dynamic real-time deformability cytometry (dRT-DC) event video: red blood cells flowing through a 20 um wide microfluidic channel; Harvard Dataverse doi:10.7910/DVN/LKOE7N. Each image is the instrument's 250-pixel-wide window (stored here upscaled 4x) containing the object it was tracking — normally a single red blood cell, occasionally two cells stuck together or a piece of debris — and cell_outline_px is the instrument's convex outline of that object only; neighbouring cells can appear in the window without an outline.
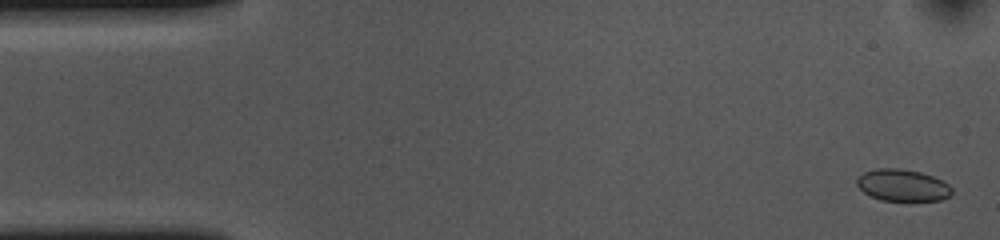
{"species": "common noctule bat (a hibernating species)", "species_latin": "Nyctalus noctula", "temperature_condition": "cold", "stored_images_in_passage": 54, "camera_frame_rate_fps": 3000, "um_per_image_px": 0.085, "animal": {"sex": "female", "body_mass_g": 10.0, "forearm_length_mm": 53.1}, "frame": {"image": 1, "passage_image": 2, "time_ms": 0.333, "image_size_px": [1000, 240], "cell_outline_px": [[952, 192], [948, 196], [940, 200], [880, 200], [864, 192], [856, 184], [856, 180], [864, 172], [876, 168], [900, 168], [920, 172], [932, 176], [948, 184], [952, 188]], "centroid_in_image_um": [76.7, 15.73], "position_along_channel_um": 8.3, "area_um2": 17.4}}
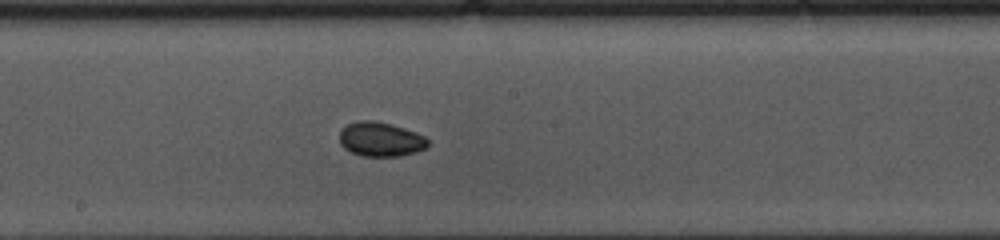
{"frame": {"image": 2, "passage_image": 28, "time_ms": 9.0, "image_size_px": [1000, 240], "cell_outline_px": [[428, 144], [424, 148], [416, 152], [400, 156], [360, 156], [344, 148], [340, 144], [340, 132], [348, 124], [360, 120], [372, 120], [392, 124], [416, 132], [424, 136], [428, 140]], "centroid_in_image_um": [32.35, 11.84], "position_along_channel_um": 215.9, "area_um2": 17.63}}
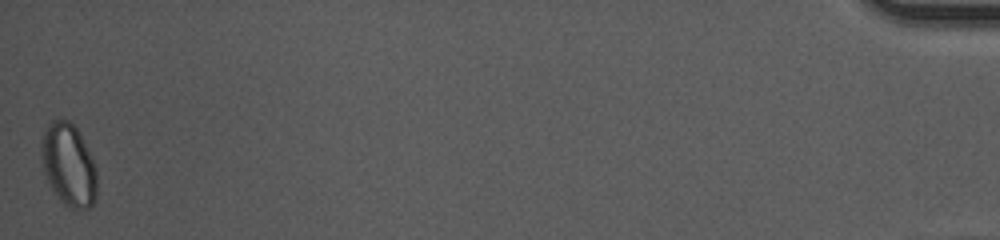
{"frame": {"image": 3, "passage_image": 54, "time_ms": 17.667, "image_size_px": [1000, 240], "cell_outline_px": [[96, 196], [92, 204], [88, 208], [72, 208], [64, 204], [52, 188], [44, 172], [40, 160], [40, 144], [44, 132], [48, 124], [52, 120], [68, 120], [80, 132], [96, 168]], "centroid_in_image_um": [5.81, 13.98], "position_along_channel_um": 429.4, "area_um2": 26.53}, "authors_computed_cell_mechanics": {"area_um2": 17.6001, "velocity_mm_per_s": 3.6325, "shape_relaxation_time_tau1_ms": 1.9464, "shape_relaxation_time_tau2_ms": null, "deformation_change_tau1": 0.0552, "deformation_change_tau2": null}}